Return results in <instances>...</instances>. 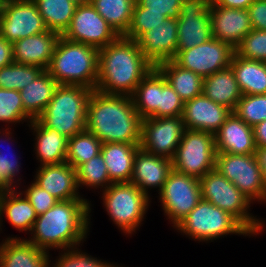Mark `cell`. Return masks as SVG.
<instances>
[{
  "label": "cell",
  "mask_w": 266,
  "mask_h": 267,
  "mask_svg": "<svg viewBox=\"0 0 266 267\" xmlns=\"http://www.w3.org/2000/svg\"><path fill=\"white\" fill-rule=\"evenodd\" d=\"M142 117L129 95L93 90L87 104L85 129L103 143L140 145Z\"/></svg>",
  "instance_id": "cell-1"
},
{
  "label": "cell",
  "mask_w": 266,
  "mask_h": 267,
  "mask_svg": "<svg viewBox=\"0 0 266 267\" xmlns=\"http://www.w3.org/2000/svg\"><path fill=\"white\" fill-rule=\"evenodd\" d=\"M152 68L154 66L143 56L137 41L120 35L99 49L95 90L131 96Z\"/></svg>",
  "instance_id": "cell-2"
},
{
  "label": "cell",
  "mask_w": 266,
  "mask_h": 267,
  "mask_svg": "<svg viewBox=\"0 0 266 267\" xmlns=\"http://www.w3.org/2000/svg\"><path fill=\"white\" fill-rule=\"evenodd\" d=\"M89 203L86 199L58 201L45 213L37 215L32 238L27 241L43 251L79 246L89 230Z\"/></svg>",
  "instance_id": "cell-3"
},
{
  "label": "cell",
  "mask_w": 266,
  "mask_h": 267,
  "mask_svg": "<svg viewBox=\"0 0 266 267\" xmlns=\"http://www.w3.org/2000/svg\"><path fill=\"white\" fill-rule=\"evenodd\" d=\"M99 49L59 37L47 69L58 84L78 85L95 90Z\"/></svg>",
  "instance_id": "cell-4"
},
{
  "label": "cell",
  "mask_w": 266,
  "mask_h": 267,
  "mask_svg": "<svg viewBox=\"0 0 266 267\" xmlns=\"http://www.w3.org/2000/svg\"><path fill=\"white\" fill-rule=\"evenodd\" d=\"M92 91L84 86L59 84L54 97L36 120L43 127L72 138L85 130L87 104Z\"/></svg>",
  "instance_id": "cell-5"
},
{
  "label": "cell",
  "mask_w": 266,
  "mask_h": 267,
  "mask_svg": "<svg viewBox=\"0 0 266 267\" xmlns=\"http://www.w3.org/2000/svg\"><path fill=\"white\" fill-rule=\"evenodd\" d=\"M202 199L235 217L253 236L263 231L264 223L248 211L251 200L216 169L199 179Z\"/></svg>",
  "instance_id": "cell-6"
},
{
  "label": "cell",
  "mask_w": 266,
  "mask_h": 267,
  "mask_svg": "<svg viewBox=\"0 0 266 267\" xmlns=\"http://www.w3.org/2000/svg\"><path fill=\"white\" fill-rule=\"evenodd\" d=\"M175 228L198 241L216 240L229 233L252 235L231 214L203 199Z\"/></svg>",
  "instance_id": "cell-7"
},
{
  "label": "cell",
  "mask_w": 266,
  "mask_h": 267,
  "mask_svg": "<svg viewBox=\"0 0 266 267\" xmlns=\"http://www.w3.org/2000/svg\"><path fill=\"white\" fill-rule=\"evenodd\" d=\"M102 195L104 207L114 224L126 234L135 232L147 212L150 195L131 182L112 183Z\"/></svg>",
  "instance_id": "cell-8"
},
{
  "label": "cell",
  "mask_w": 266,
  "mask_h": 267,
  "mask_svg": "<svg viewBox=\"0 0 266 267\" xmlns=\"http://www.w3.org/2000/svg\"><path fill=\"white\" fill-rule=\"evenodd\" d=\"M216 154L213 133L186 129L172 159L173 169L200 179L215 169Z\"/></svg>",
  "instance_id": "cell-9"
},
{
  "label": "cell",
  "mask_w": 266,
  "mask_h": 267,
  "mask_svg": "<svg viewBox=\"0 0 266 267\" xmlns=\"http://www.w3.org/2000/svg\"><path fill=\"white\" fill-rule=\"evenodd\" d=\"M158 194L164 214L171 220L174 227L202 200L199 179L174 169Z\"/></svg>",
  "instance_id": "cell-10"
},
{
  "label": "cell",
  "mask_w": 266,
  "mask_h": 267,
  "mask_svg": "<svg viewBox=\"0 0 266 267\" xmlns=\"http://www.w3.org/2000/svg\"><path fill=\"white\" fill-rule=\"evenodd\" d=\"M215 169L252 202L255 200L266 202L262 174L254 154L238 155L217 152Z\"/></svg>",
  "instance_id": "cell-11"
},
{
  "label": "cell",
  "mask_w": 266,
  "mask_h": 267,
  "mask_svg": "<svg viewBox=\"0 0 266 267\" xmlns=\"http://www.w3.org/2000/svg\"><path fill=\"white\" fill-rule=\"evenodd\" d=\"M48 31L33 0L3 2L0 11V35L9 42Z\"/></svg>",
  "instance_id": "cell-12"
},
{
  "label": "cell",
  "mask_w": 266,
  "mask_h": 267,
  "mask_svg": "<svg viewBox=\"0 0 266 267\" xmlns=\"http://www.w3.org/2000/svg\"><path fill=\"white\" fill-rule=\"evenodd\" d=\"M235 49L225 42L211 38L206 43L187 50H177L173 59L179 66L202 78L230 67Z\"/></svg>",
  "instance_id": "cell-13"
},
{
  "label": "cell",
  "mask_w": 266,
  "mask_h": 267,
  "mask_svg": "<svg viewBox=\"0 0 266 267\" xmlns=\"http://www.w3.org/2000/svg\"><path fill=\"white\" fill-rule=\"evenodd\" d=\"M185 130L182 116L143 119L140 148L172 160Z\"/></svg>",
  "instance_id": "cell-14"
},
{
  "label": "cell",
  "mask_w": 266,
  "mask_h": 267,
  "mask_svg": "<svg viewBox=\"0 0 266 267\" xmlns=\"http://www.w3.org/2000/svg\"><path fill=\"white\" fill-rule=\"evenodd\" d=\"M64 38L94 46L98 49L109 45L120 35L91 5H77Z\"/></svg>",
  "instance_id": "cell-15"
},
{
  "label": "cell",
  "mask_w": 266,
  "mask_h": 267,
  "mask_svg": "<svg viewBox=\"0 0 266 267\" xmlns=\"http://www.w3.org/2000/svg\"><path fill=\"white\" fill-rule=\"evenodd\" d=\"M213 0H183L179 10L177 50H187L212 38L209 14Z\"/></svg>",
  "instance_id": "cell-16"
},
{
  "label": "cell",
  "mask_w": 266,
  "mask_h": 267,
  "mask_svg": "<svg viewBox=\"0 0 266 267\" xmlns=\"http://www.w3.org/2000/svg\"><path fill=\"white\" fill-rule=\"evenodd\" d=\"M143 56L154 66L173 60L177 55L178 21L166 18L163 23L144 33L138 40Z\"/></svg>",
  "instance_id": "cell-17"
},
{
  "label": "cell",
  "mask_w": 266,
  "mask_h": 267,
  "mask_svg": "<svg viewBox=\"0 0 266 267\" xmlns=\"http://www.w3.org/2000/svg\"><path fill=\"white\" fill-rule=\"evenodd\" d=\"M209 14L212 38L230 44L234 49L253 29L247 9L225 8L212 1Z\"/></svg>",
  "instance_id": "cell-18"
},
{
  "label": "cell",
  "mask_w": 266,
  "mask_h": 267,
  "mask_svg": "<svg viewBox=\"0 0 266 267\" xmlns=\"http://www.w3.org/2000/svg\"><path fill=\"white\" fill-rule=\"evenodd\" d=\"M231 112L202 93L184 103L182 118L188 130L215 134Z\"/></svg>",
  "instance_id": "cell-19"
},
{
  "label": "cell",
  "mask_w": 266,
  "mask_h": 267,
  "mask_svg": "<svg viewBox=\"0 0 266 267\" xmlns=\"http://www.w3.org/2000/svg\"><path fill=\"white\" fill-rule=\"evenodd\" d=\"M35 183L59 201L84 199L78 194L76 170L67 162L39 166Z\"/></svg>",
  "instance_id": "cell-20"
},
{
  "label": "cell",
  "mask_w": 266,
  "mask_h": 267,
  "mask_svg": "<svg viewBox=\"0 0 266 267\" xmlns=\"http://www.w3.org/2000/svg\"><path fill=\"white\" fill-rule=\"evenodd\" d=\"M214 137L216 152L249 155L254 154L256 149L253 127L234 112L226 118Z\"/></svg>",
  "instance_id": "cell-21"
},
{
  "label": "cell",
  "mask_w": 266,
  "mask_h": 267,
  "mask_svg": "<svg viewBox=\"0 0 266 267\" xmlns=\"http://www.w3.org/2000/svg\"><path fill=\"white\" fill-rule=\"evenodd\" d=\"M172 170L171 159L150 154L139 148L135 154L130 182L147 195L148 188H159L160 192Z\"/></svg>",
  "instance_id": "cell-22"
},
{
  "label": "cell",
  "mask_w": 266,
  "mask_h": 267,
  "mask_svg": "<svg viewBox=\"0 0 266 267\" xmlns=\"http://www.w3.org/2000/svg\"><path fill=\"white\" fill-rule=\"evenodd\" d=\"M60 35L53 31L29 36L13 43L14 62L47 70Z\"/></svg>",
  "instance_id": "cell-23"
},
{
  "label": "cell",
  "mask_w": 266,
  "mask_h": 267,
  "mask_svg": "<svg viewBox=\"0 0 266 267\" xmlns=\"http://www.w3.org/2000/svg\"><path fill=\"white\" fill-rule=\"evenodd\" d=\"M20 237H9L0 245V267H49V252Z\"/></svg>",
  "instance_id": "cell-24"
},
{
  "label": "cell",
  "mask_w": 266,
  "mask_h": 267,
  "mask_svg": "<svg viewBox=\"0 0 266 267\" xmlns=\"http://www.w3.org/2000/svg\"><path fill=\"white\" fill-rule=\"evenodd\" d=\"M140 145L126 143H103L100 153L104 158L113 183L130 182L133 174L135 154Z\"/></svg>",
  "instance_id": "cell-25"
},
{
  "label": "cell",
  "mask_w": 266,
  "mask_h": 267,
  "mask_svg": "<svg viewBox=\"0 0 266 267\" xmlns=\"http://www.w3.org/2000/svg\"><path fill=\"white\" fill-rule=\"evenodd\" d=\"M202 93L217 104L223 105L232 112L242 97L238 82L231 67L219 70L203 78Z\"/></svg>",
  "instance_id": "cell-26"
},
{
  "label": "cell",
  "mask_w": 266,
  "mask_h": 267,
  "mask_svg": "<svg viewBox=\"0 0 266 267\" xmlns=\"http://www.w3.org/2000/svg\"><path fill=\"white\" fill-rule=\"evenodd\" d=\"M30 124L36 135L35 150L40 166L66 162L68 138L52 128L43 127L36 119Z\"/></svg>",
  "instance_id": "cell-27"
},
{
  "label": "cell",
  "mask_w": 266,
  "mask_h": 267,
  "mask_svg": "<svg viewBox=\"0 0 266 267\" xmlns=\"http://www.w3.org/2000/svg\"><path fill=\"white\" fill-rule=\"evenodd\" d=\"M59 84L47 70H43L32 83L20 90L24 111L33 119H37L54 97Z\"/></svg>",
  "instance_id": "cell-28"
},
{
  "label": "cell",
  "mask_w": 266,
  "mask_h": 267,
  "mask_svg": "<svg viewBox=\"0 0 266 267\" xmlns=\"http://www.w3.org/2000/svg\"><path fill=\"white\" fill-rule=\"evenodd\" d=\"M17 188L0 194V227L1 217L5 216L9 223L17 230L32 231L37 214L28 199ZM16 191V192H15ZM24 198H23V197Z\"/></svg>",
  "instance_id": "cell-29"
},
{
  "label": "cell",
  "mask_w": 266,
  "mask_h": 267,
  "mask_svg": "<svg viewBox=\"0 0 266 267\" xmlns=\"http://www.w3.org/2000/svg\"><path fill=\"white\" fill-rule=\"evenodd\" d=\"M163 88V74L154 67L137 85L131 95L134 107L142 119L159 118L160 90Z\"/></svg>",
  "instance_id": "cell-30"
},
{
  "label": "cell",
  "mask_w": 266,
  "mask_h": 267,
  "mask_svg": "<svg viewBox=\"0 0 266 267\" xmlns=\"http://www.w3.org/2000/svg\"><path fill=\"white\" fill-rule=\"evenodd\" d=\"M230 67L242 95L266 94V62L245 59L234 53Z\"/></svg>",
  "instance_id": "cell-31"
},
{
  "label": "cell",
  "mask_w": 266,
  "mask_h": 267,
  "mask_svg": "<svg viewBox=\"0 0 266 267\" xmlns=\"http://www.w3.org/2000/svg\"><path fill=\"white\" fill-rule=\"evenodd\" d=\"M157 68L184 103L202 94L203 78L200 75L179 66L174 60L163 62Z\"/></svg>",
  "instance_id": "cell-32"
},
{
  "label": "cell",
  "mask_w": 266,
  "mask_h": 267,
  "mask_svg": "<svg viewBox=\"0 0 266 267\" xmlns=\"http://www.w3.org/2000/svg\"><path fill=\"white\" fill-rule=\"evenodd\" d=\"M48 30L60 36L68 29L77 5L71 0H33Z\"/></svg>",
  "instance_id": "cell-33"
},
{
  "label": "cell",
  "mask_w": 266,
  "mask_h": 267,
  "mask_svg": "<svg viewBox=\"0 0 266 267\" xmlns=\"http://www.w3.org/2000/svg\"><path fill=\"white\" fill-rule=\"evenodd\" d=\"M90 3L119 35L127 32L132 19L133 0H91Z\"/></svg>",
  "instance_id": "cell-34"
},
{
  "label": "cell",
  "mask_w": 266,
  "mask_h": 267,
  "mask_svg": "<svg viewBox=\"0 0 266 267\" xmlns=\"http://www.w3.org/2000/svg\"><path fill=\"white\" fill-rule=\"evenodd\" d=\"M102 142L86 129L67 141L66 162L75 170L100 153Z\"/></svg>",
  "instance_id": "cell-35"
},
{
  "label": "cell",
  "mask_w": 266,
  "mask_h": 267,
  "mask_svg": "<svg viewBox=\"0 0 266 267\" xmlns=\"http://www.w3.org/2000/svg\"><path fill=\"white\" fill-rule=\"evenodd\" d=\"M43 70L41 67L12 62L0 68V88L20 91Z\"/></svg>",
  "instance_id": "cell-36"
},
{
  "label": "cell",
  "mask_w": 266,
  "mask_h": 267,
  "mask_svg": "<svg viewBox=\"0 0 266 267\" xmlns=\"http://www.w3.org/2000/svg\"><path fill=\"white\" fill-rule=\"evenodd\" d=\"M76 176L78 188L84 185L92 188L102 186L105 190L113 183L109 178L107 166L101 153L81 164L76 169Z\"/></svg>",
  "instance_id": "cell-37"
},
{
  "label": "cell",
  "mask_w": 266,
  "mask_h": 267,
  "mask_svg": "<svg viewBox=\"0 0 266 267\" xmlns=\"http://www.w3.org/2000/svg\"><path fill=\"white\" fill-rule=\"evenodd\" d=\"M251 127L266 120V94L242 95L233 111Z\"/></svg>",
  "instance_id": "cell-38"
},
{
  "label": "cell",
  "mask_w": 266,
  "mask_h": 267,
  "mask_svg": "<svg viewBox=\"0 0 266 267\" xmlns=\"http://www.w3.org/2000/svg\"><path fill=\"white\" fill-rule=\"evenodd\" d=\"M27 119L29 123L33 120L24 111L20 91L0 88V121L18 123Z\"/></svg>",
  "instance_id": "cell-39"
},
{
  "label": "cell",
  "mask_w": 266,
  "mask_h": 267,
  "mask_svg": "<svg viewBox=\"0 0 266 267\" xmlns=\"http://www.w3.org/2000/svg\"><path fill=\"white\" fill-rule=\"evenodd\" d=\"M166 18L162 13L146 12V8L134 3L131 23L123 36L137 41L144 33L163 23Z\"/></svg>",
  "instance_id": "cell-40"
},
{
  "label": "cell",
  "mask_w": 266,
  "mask_h": 267,
  "mask_svg": "<svg viewBox=\"0 0 266 267\" xmlns=\"http://www.w3.org/2000/svg\"><path fill=\"white\" fill-rule=\"evenodd\" d=\"M235 53L245 59L266 62V30L252 29L235 48Z\"/></svg>",
  "instance_id": "cell-41"
},
{
  "label": "cell",
  "mask_w": 266,
  "mask_h": 267,
  "mask_svg": "<svg viewBox=\"0 0 266 267\" xmlns=\"http://www.w3.org/2000/svg\"><path fill=\"white\" fill-rule=\"evenodd\" d=\"M63 251L64 253L58 257V261L52 267H118V265L92 258V256L79 251L77 246Z\"/></svg>",
  "instance_id": "cell-42"
},
{
  "label": "cell",
  "mask_w": 266,
  "mask_h": 267,
  "mask_svg": "<svg viewBox=\"0 0 266 267\" xmlns=\"http://www.w3.org/2000/svg\"><path fill=\"white\" fill-rule=\"evenodd\" d=\"M184 101L171 87L163 75V88L160 90L159 118L182 116Z\"/></svg>",
  "instance_id": "cell-43"
},
{
  "label": "cell",
  "mask_w": 266,
  "mask_h": 267,
  "mask_svg": "<svg viewBox=\"0 0 266 267\" xmlns=\"http://www.w3.org/2000/svg\"><path fill=\"white\" fill-rule=\"evenodd\" d=\"M22 194L28 199L37 215L45 213L59 201L35 182Z\"/></svg>",
  "instance_id": "cell-44"
},
{
  "label": "cell",
  "mask_w": 266,
  "mask_h": 267,
  "mask_svg": "<svg viewBox=\"0 0 266 267\" xmlns=\"http://www.w3.org/2000/svg\"><path fill=\"white\" fill-rule=\"evenodd\" d=\"M183 0H138L140 7L146 8V12L162 13L167 18H179V10Z\"/></svg>",
  "instance_id": "cell-45"
},
{
  "label": "cell",
  "mask_w": 266,
  "mask_h": 267,
  "mask_svg": "<svg viewBox=\"0 0 266 267\" xmlns=\"http://www.w3.org/2000/svg\"><path fill=\"white\" fill-rule=\"evenodd\" d=\"M8 155H6L5 152H3L0 148V177L12 189H14V186H15L14 183H16V180L14 178L19 173V167L21 163H19L18 159H15L16 158L15 154H13L12 156L10 153V156H12L13 158H9Z\"/></svg>",
  "instance_id": "cell-46"
},
{
  "label": "cell",
  "mask_w": 266,
  "mask_h": 267,
  "mask_svg": "<svg viewBox=\"0 0 266 267\" xmlns=\"http://www.w3.org/2000/svg\"><path fill=\"white\" fill-rule=\"evenodd\" d=\"M253 29L266 30V0H255L247 8Z\"/></svg>",
  "instance_id": "cell-47"
},
{
  "label": "cell",
  "mask_w": 266,
  "mask_h": 267,
  "mask_svg": "<svg viewBox=\"0 0 266 267\" xmlns=\"http://www.w3.org/2000/svg\"><path fill=\"white\" fill-rule=\"evenodd\" d=\"M14 62L13 43L0 35V68L8 66Z\"/></svg>",
  "instance_id": "cell-48"
},
{
  "label": "cell",
  "mask_w": 266,
  "mask_h": 267,
  "mask_svg": "<svg viewBox=\"0 0 266 267\" xmlns=\"http://www.w3.org/2000/svg\"><path fill=\"white\" fill-rule=\"evenodd\" d=\"M254 157L262 174L266 197V146H256Z\"/></svg>",
  "instance_id": "cell-49"
},
{
  "label": "cell",
  "mask_w": 266,
  "mask_h": 267,
  "mask_svg": "<svg viewBox=\"0 0 266 267\" xmlns=\"http://www.w3.org/2000/svg\"><path fill=\"white\" fill-rule=\"evenodd\" d=\"M255 0H213L218 6L225 8L247 9Z\"/></svg>",
  "instance_id": "cell-50"
},
{
  "label": "cell",
  "mask_w": 266,
  "mask_h": 267,
  "mask_svg": "<svg viewBox=\"0 0 266 267\" xmlns=\"http://www.w3.org/2000/svg\"><path fill=\"white\" fill-rule=\"evenodd\" d=\"M256 146H266V120L253 127Z\"/></svg>",
  "instance_id": "cell-51"
},
{
  "label": "cell",
  "mask_w": 266,
  "mask_h": 267,
  "mask_svg": "<svg viewBox=\"0 0 266 267\" xmlns=\"http://www.w3.org/2000/svg\"><path fill=\"white\" fill-rule=\"evenodd\" d=\"M12 190V188L0 177V194Z\"/></svg>",
  "instance_id": "cell-52"
},
{
  "label": "cell",
  "mask_w": 266,
  "mask_h": 267,
  "mask_svg": "<svg viewBox=\"0 0 266 267\" xmlns=\"http://www.w3.org/2000/svg\"><path fill=\"white\" fill-rule=\"evenodd\" d=\"M76 5L88 4L91 0H71Z\"/></svg>",
  "instance_id": "cell-53"
},
{
  "label": "cell",
  "mask_w": 266,
  "mask_h": 267,
  "mask_svg": "<svg viewBox=\"0 0 266 267\" xmlns=\"http://www.w3.org/2000/svg\"><path fill=\"white\" fill-rule=\"evenodd\" d=\"M2 5H3V1L0 0V11H1V9H2Z\"/></svg>",
  "instance_id": "cell-54"
}]
</instances>
